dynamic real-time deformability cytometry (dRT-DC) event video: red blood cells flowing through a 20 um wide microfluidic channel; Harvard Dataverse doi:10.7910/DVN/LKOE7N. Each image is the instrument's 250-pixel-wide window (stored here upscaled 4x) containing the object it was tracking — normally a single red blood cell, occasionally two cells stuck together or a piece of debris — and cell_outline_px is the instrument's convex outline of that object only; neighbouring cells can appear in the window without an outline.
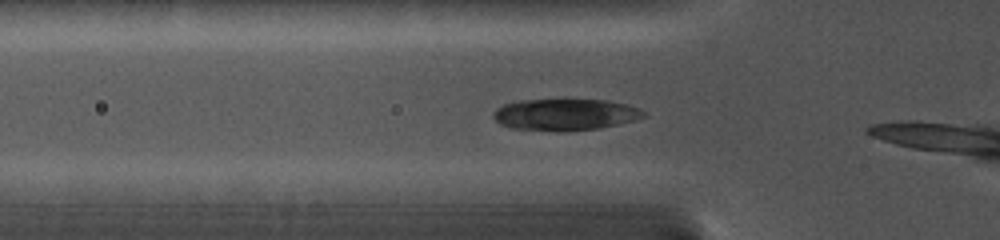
{"species": "common noctule bat (a hibernating species)", "species_latin": "Nyctalus noctula", "temperature_condition": "cold", "stored_images_in_passage": 6, "camera_frame_rate_fps": 5000, "um_per_image_px": 0.085, "animal": {"sex": "female", "body_mass_g": 19.0, "forearm_length_mm": 56.7}, "frame": {"image": 1, "passage_image": 4, "time_ms": 1.4, "image_size_px": [1000, 240], "cell_outline_px": [[648, 116], [636, 120], [600, 128], [512, 128], [500, 124], [492, 116], [492, 112], [496, 108], [504, 104], [516, 100], [564, 96], [608, 100], [628, 104], [640, 108]], "centroid_in_image_um": [48.07, 9.62], "position_along_channel_um": 77.7, "area_um2": 28.03}}